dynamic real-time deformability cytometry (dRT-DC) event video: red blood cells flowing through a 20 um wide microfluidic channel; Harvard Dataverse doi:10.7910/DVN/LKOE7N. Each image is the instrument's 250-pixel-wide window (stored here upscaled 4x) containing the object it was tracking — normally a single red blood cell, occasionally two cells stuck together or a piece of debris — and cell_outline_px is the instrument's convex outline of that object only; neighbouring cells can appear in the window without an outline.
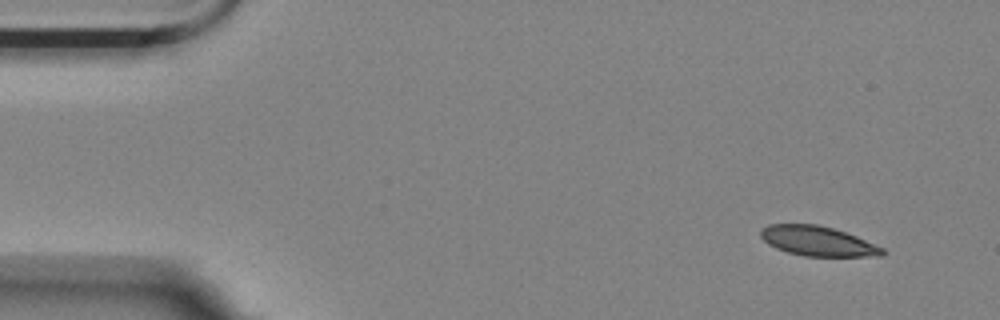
{"species": "Egyptian fruit bat (a non-hibernating species)", "species_latin": "Rousettus aegyptiacus", "temperature_condition": "room temperature", "stored_images_in_passage": 8, "camera_frame_rate_fps": 3000, "um_per_image_px": 0.085, "animal": {"sex": "female"}, "frame": {"image": 1, "passage_image": 1, "time_ms": 0.0, "image_size_px": [1000, 320], "cell_outline_px": [[884, 256], [804, 256], [788, 252], [776, 248], [768, 244], [760, 236], [760, 228], [768, 224], [816, 224], [832, 228], [856, 236], [884, 248]], "centroid_in_image_um": [69.48, 20.49], "position_along_channel_um": 15.5, "area_um2": 21.04}}
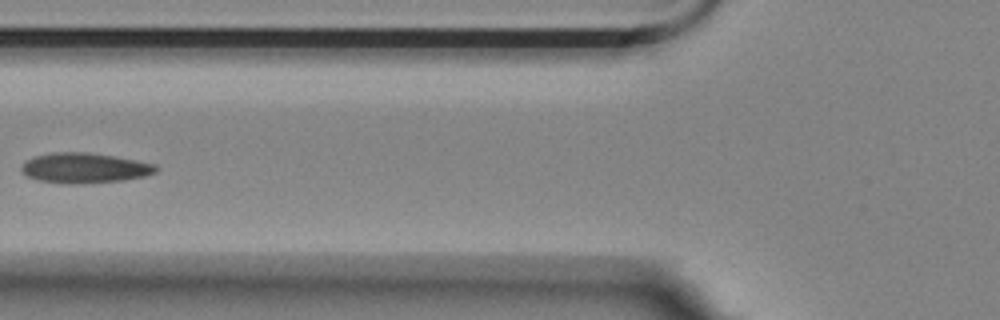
{"frame": {"image": 2, "passage_image": 5, "time_ms": 5.667, "image_size_px": [1000, 320], "cell_outline_px": [[160, 168], [156, 172], [144, 176], [124, 180], [76, 184], [68, 184], [40, 180], [28, 176], [20, 168], [28, 160], [36, 156], [52, 152], [88, 152], [112, 156], [156, 164]], "centroid_in_image_um": [7.23, 14.28], "position_along_channel_um": 118.6, "area_um2": 23.35}}
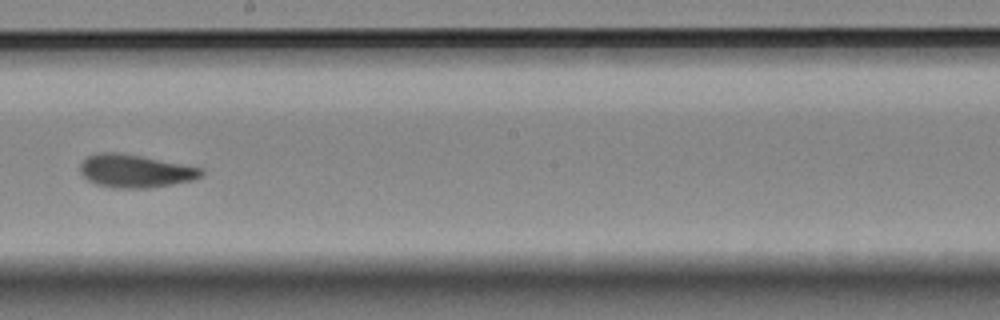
{"frame": {"image": 3, "passage_image": 8, "time_ms": 9.0, "image_size_px": [1000, 320], "cell_outline_px": [[204, 176], [192, 180], [172, 184], [148, 188], [112, 188], [96, 184], [88, 180], [80, 172], [80, 164], [88, 156], [100, 152], [116, 152], [140, 156], [204, 168]], "centroid_in_image_um": [11.51, 14.54], "position_along_channel_um": 236.7, "area_um2": 23.29}}